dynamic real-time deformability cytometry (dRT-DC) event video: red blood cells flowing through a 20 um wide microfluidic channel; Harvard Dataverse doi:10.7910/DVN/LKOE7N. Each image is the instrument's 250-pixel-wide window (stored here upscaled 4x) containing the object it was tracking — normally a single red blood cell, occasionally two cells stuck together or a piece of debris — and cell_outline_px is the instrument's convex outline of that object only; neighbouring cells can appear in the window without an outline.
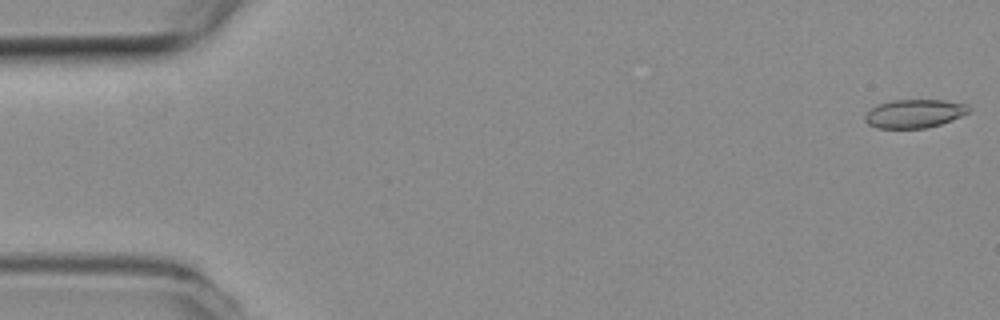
{"species": "common noctule bat (a hibernating species)", "species_latin": "Nyctalus noctula", "temperature_condition": "room temperature", "stored_images_in_passage": 49, "camera_frame_rate_fps": 3000, "um_per_image_px": 0.085, "animal": {"sex": "female", "body_mass_g": 19.3, "forearm_length_mm": 54.1}, "frame": {"image": 1, "passage_image": 1, "time_ms": 0.0, "image_size_px": [1000, 320], "cell_outline_px": [[968, 112], [960, 116], [940, 124], [924, 128], [876, 128], [868, 124], [864, 120], [864, 116], [872, 108], [880, 104], [892, 100], [940, 100], [964, 104], [968, 108]], "centroid_in_image_um": [77.66, 9.66], "position_along_channel_um": 7.3, "area_um2": 16.82}}
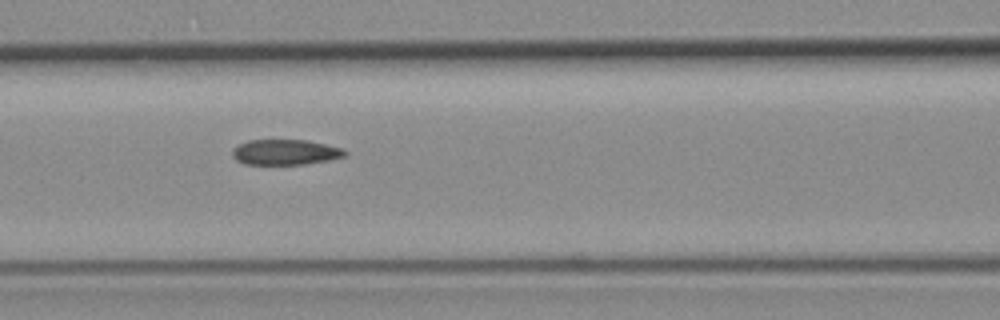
{"frame": {"image": 2, "passage_image": 23, "time_ms": 7.333, "image_size_px": [1000, 320], "cell_outline_px": [[348, 152], [344, 156], [328, 160], [304, 164], [244, 164], [236, 160], [232, 156], [232, 148], [248, 140], [308, 140], [344, 148]], "centroid_in_image_um": [24.25, 12.93], "position_along_channel_um": 142.4, "area_um2": 16.7}}
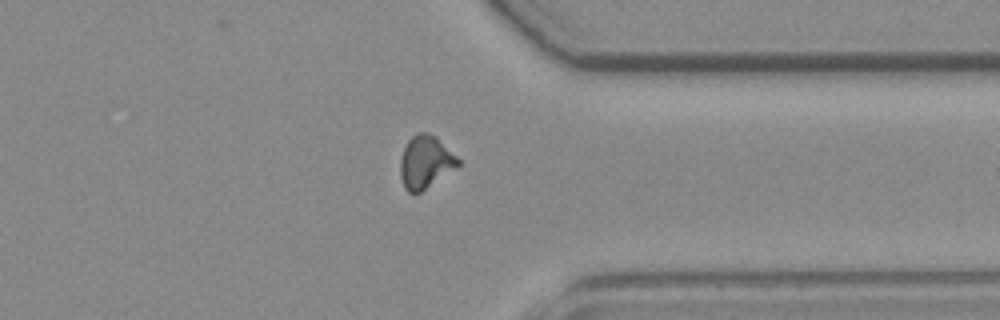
{"frame": {"image": 3, "passage_image": 42, "time_ms": 13.667, "image_size_px": [1000, 320], "cell_outline_px": [[460, 164], [420, 192], [412, 196], [404, 188], [400, 176], [400, 160], [404, 148], [408, 140], [416, 132], [428, 132], [436, 136], [460, 160]], "centroid_in_image_um": [36.12, 13.77], "position_along_channel_um": 375.3, "area_um2": 17.69}}